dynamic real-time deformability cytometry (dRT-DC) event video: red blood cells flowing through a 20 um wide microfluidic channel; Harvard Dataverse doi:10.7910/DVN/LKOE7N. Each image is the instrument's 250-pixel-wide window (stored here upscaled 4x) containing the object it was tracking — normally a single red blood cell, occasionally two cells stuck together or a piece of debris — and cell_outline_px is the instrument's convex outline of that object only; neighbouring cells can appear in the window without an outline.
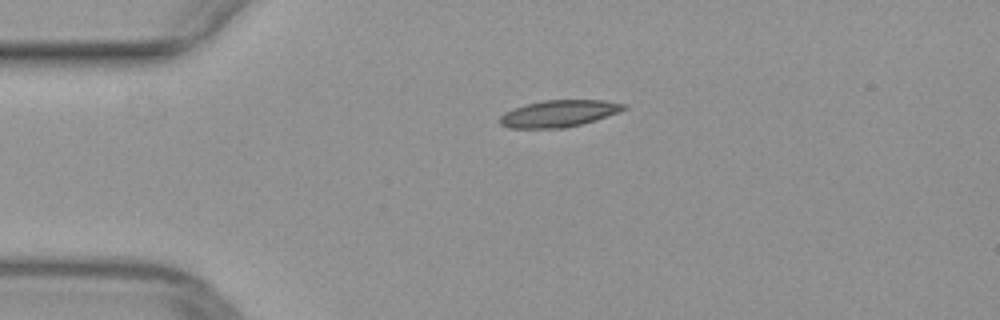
{"species": "common noctule bat (a hibernating species)", "species_latin": "Nyctalus noctula", "temperature_condition": "warm", "stored_images_in_passage": 35, "camera_frame_rate_fps": 3000, "um_per_image_px": 0.085, "animal": {"sex": "female", "body_mass_g": 29.2, "forearm_length_mm": 56.3}, "frame": {"image": 1, "passage_image": 1, "time_ms": 0.0, "image_size_px": [1000, 320], "cell_outline_px": [[628, 108], [620, 112], [596, 120], [564, 128], [508, 128], [500, 124], [500, 116], [504, 112], [512, 108], [544, 100], [604, 100], [628, 104]], "centroid_in_image_um": [47.53, 9.64], "position_along_channel_um": 37.5, "area_um2": 19.48}}
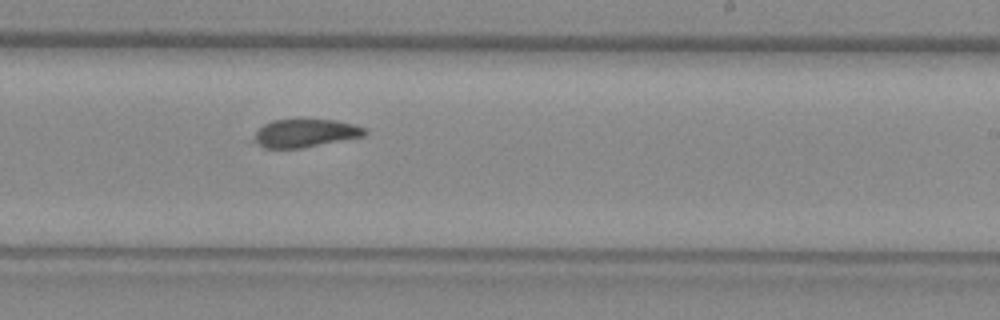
{"frame": {"image": 2, "passage_image": 20, "time_ms": 6.333, "image_size_px": [1000, 320], "cell_outline_px": [[368, 132], [364, 136], [300, 148], [264, 148], [248, 140], [264, 124], [272, 120], [336, 120], [352, 124], [364, 128]], "centroid_in_image_um": [25.86, 11.33], "position_along_channel_um": 263.1, "area_um2": 18.09}}
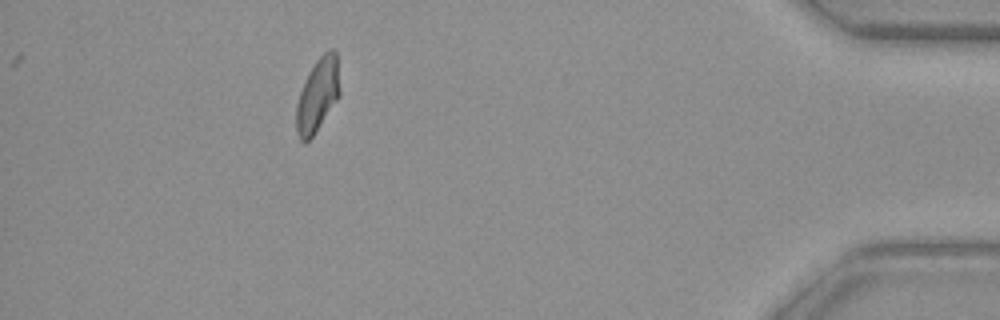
{"frame": {"image": 3, "passage_image": 35, "time_ms": 11.333, "image_size_px": [1000, 320], "cell_outline_px": [[340, 92], [336, 100], [312, 136], [304, 144], [300, 140], [296, 132], [296, 104], [300, 92], [308, 72], [316, 60], [328, 48], [332, 48], [336, 52]], "centroid_in_image_um": [26.97, 8.05], "position_along_channel_um": 408.2, "area_um2": 18.38}}